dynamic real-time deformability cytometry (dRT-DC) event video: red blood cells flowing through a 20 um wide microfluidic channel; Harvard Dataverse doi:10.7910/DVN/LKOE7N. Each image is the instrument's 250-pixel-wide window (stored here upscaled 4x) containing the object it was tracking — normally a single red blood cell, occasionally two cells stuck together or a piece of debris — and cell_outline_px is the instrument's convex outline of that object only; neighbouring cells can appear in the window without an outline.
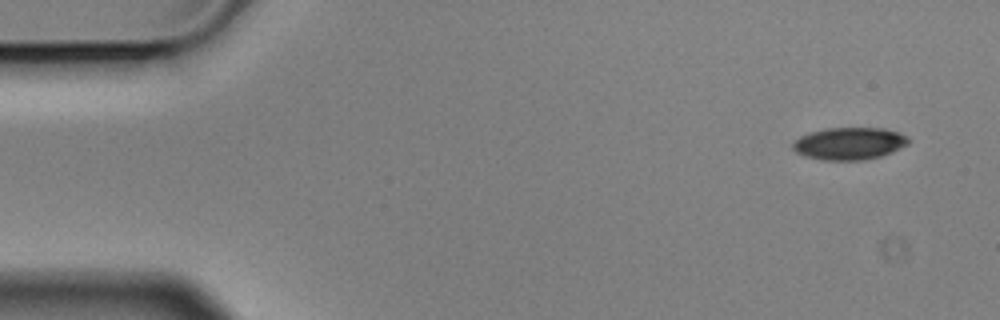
{"species": "Egyptian fruit bat (a non-hibernating species)", "species_latin": "Rousettus aegyptiacus", "temperature_condition": "cold", "stored_images_in_passage": 4, "segment_of_instrument_passage": [1, 2], "camera_frame_rate_fps": 3000, "um_per_image_px": 0.085, "animal": {"sex": "male"}, "frame": {"image": 1, "passage_image": 1, "time_ms": 0.0, "image_size_px": [1000, 320], "cell_outline_px": [[908, 144], [892, 152], [880, 156], [864, 160], [824, 160], [804, 156], [796, 152], [792, 148], [792, 144], [800, 136], [812, 132], [828, 128], [884, 128], [908, 136]], "centroid_in_image_um": [72.19, 12.2], "position_along_channel_um": 12.8, "area_um2": 21.62}}